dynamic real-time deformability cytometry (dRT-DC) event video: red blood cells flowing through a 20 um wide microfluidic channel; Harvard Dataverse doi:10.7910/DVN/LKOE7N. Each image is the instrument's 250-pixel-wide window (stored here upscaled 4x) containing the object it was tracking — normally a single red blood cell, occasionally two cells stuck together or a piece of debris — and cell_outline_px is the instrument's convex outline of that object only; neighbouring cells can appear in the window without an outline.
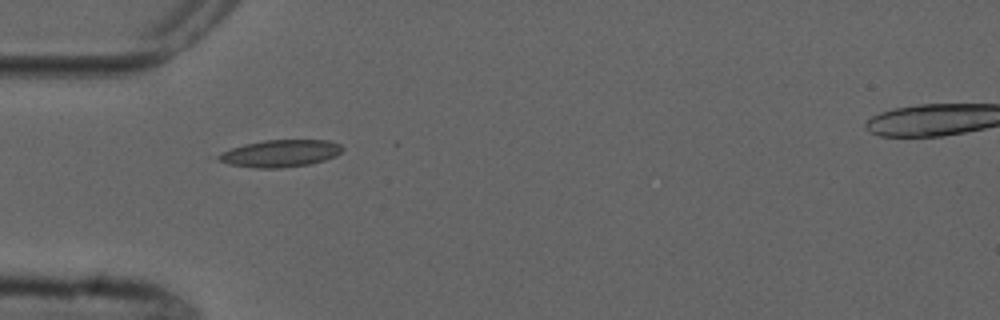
{"species": "common noctule bat (a hibernating species)", "species_latin": "Nyctalus noctula", "temperature_condition": "cold", "stored_images_in_passage": 6, "camera_frame_rate_fps": 3000, "um_per_image_px": 0.085, "animal": {"sex": "male", "forearm_length_mm": 52.5}, "frame": {"image": 1, "passage_image": 1, "time_ms": 0.0, "image_size_px": [1000, 320], "cell_outline_px": [[344, 148], [336, 156], [324, 160], [308, 164], [280, 168], [256, 168], [228, 164], [220, 160], [216, 156], [232, 148], [244, 144], [264, 140], [328, 140], [340, 144]], "centroid_in_image_um": [23.85, 13.03], "position_along_channel_um": 61.2, "area_um2": 19.42}}
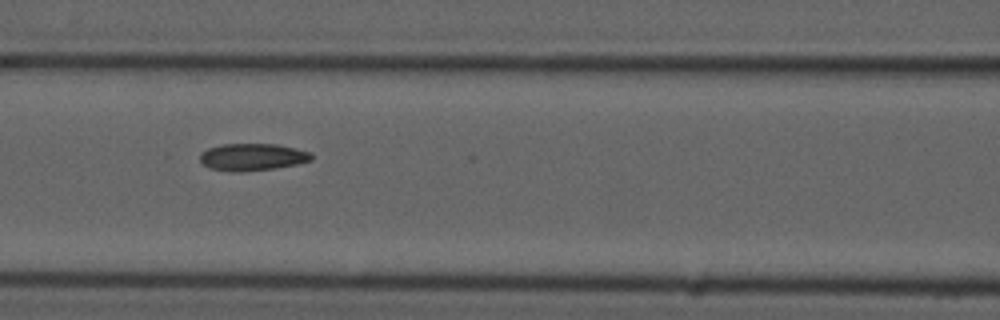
{"frame": {"image": 2, "passage_image": 3, "time_ms": 2.333, "image_size_px": [1000, 320], "cell_outline_px": [[312, 160], [296, 164], [272, 168], [240, 172], [232, 172], [208, 168], [200, 160], [200, 152], [208, 148], [220, 144], [276, 144], [296, 148], [312, 152]], "centroid_in_image_um": [21.43, 13.34], "position_along_channel_um": 145.2, "area_um2": 17.69}}
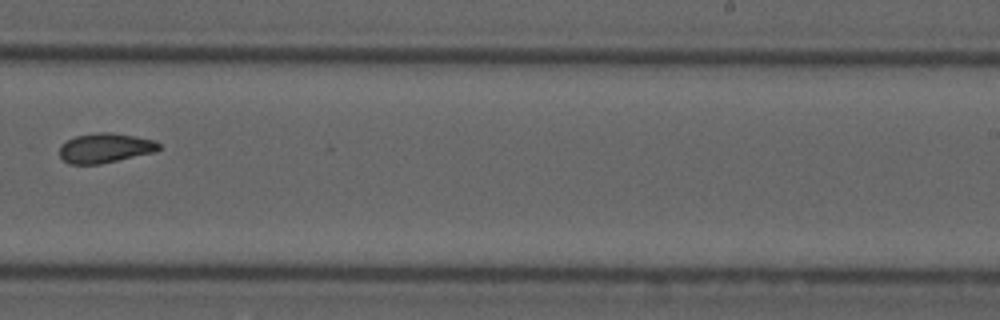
{"frame": {"image": 3, "passage_image": 6, "time_ms": 6.0, "image_size_px": [1000, 320], "cell_outline_px": [[160, 148], [156, 152], [100, 164], [68, 164], [60, 156], [60, 144], [76, 136], [96, 132], [108, 132], [156, 140], [160, 144]], "centroid_in_image_um": [8.94, 12.58], "position_along_channel_um": 280.1, "area_um2": 17.17}}